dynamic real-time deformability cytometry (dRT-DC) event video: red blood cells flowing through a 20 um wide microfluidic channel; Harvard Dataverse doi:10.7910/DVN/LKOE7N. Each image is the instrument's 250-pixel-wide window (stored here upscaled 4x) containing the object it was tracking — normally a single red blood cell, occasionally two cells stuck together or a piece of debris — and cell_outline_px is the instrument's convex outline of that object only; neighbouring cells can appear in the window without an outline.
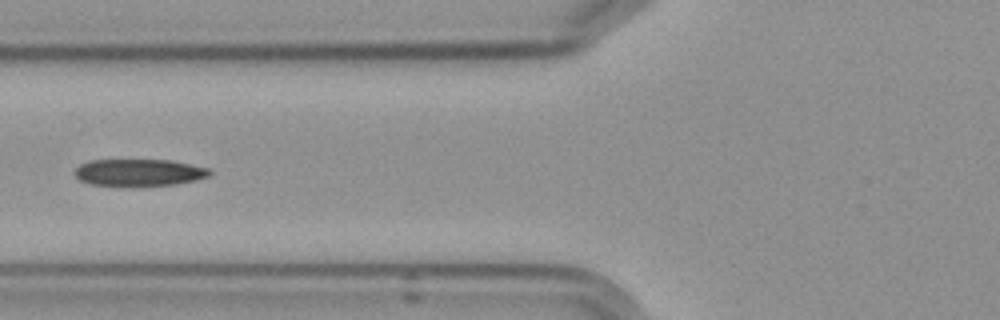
{"species": "Egyptian fruit bat (a non-hibernating species)", "species_latin": "Rousettus aegyptiacus", "temperature_condition": "cold", "stored_images_in_passage": 10, "camera_frame_rate_fps": 3000, "um_per_image_px": 0.085, "frame": {"image": 1, "passage_image": 6, "time_ms": 6.667, "image_size_px": [1000, 320], "cell_outline_px": [[212, 172], [208, 176], [196, 180], [176, 184], [140, 188], [88, 184], [80, 180], [72, 172], [80, 164], [88, 160], [172, 160], [208, 168]], "centroid_in_image_um": [11.78, 14.69], "position_along_channel_um": 114.0, "area_um2": 21.96}}
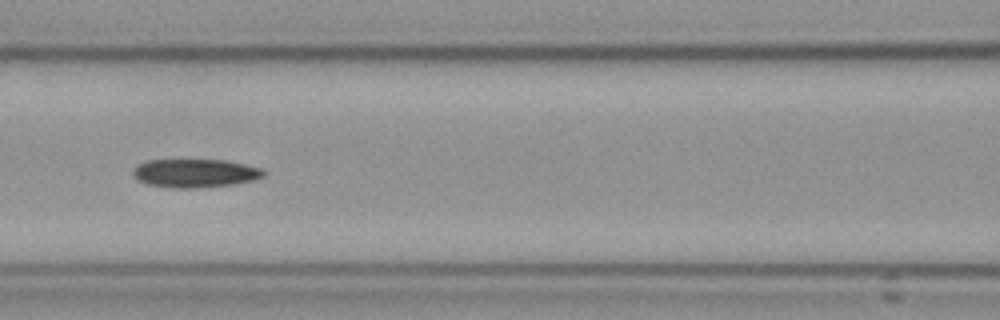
{"frame": {"image": 2, "passage_image": 7, "time_ms": 7.667, "image_size_px": [1000, 320], "cell_outline_px": [[264, 176], [252, 180], [236, 184], [200, 188], [172, 188], [148, 184], [136, 180], [132, 172], [140, 164], [148, 160], [224, 160], [244, 164], [260, 168], [264, 172]], "centroid_in_image_um": [16.57, 14.73], "position_along_channel_um": 150.0, "area_um2": 21.56}}